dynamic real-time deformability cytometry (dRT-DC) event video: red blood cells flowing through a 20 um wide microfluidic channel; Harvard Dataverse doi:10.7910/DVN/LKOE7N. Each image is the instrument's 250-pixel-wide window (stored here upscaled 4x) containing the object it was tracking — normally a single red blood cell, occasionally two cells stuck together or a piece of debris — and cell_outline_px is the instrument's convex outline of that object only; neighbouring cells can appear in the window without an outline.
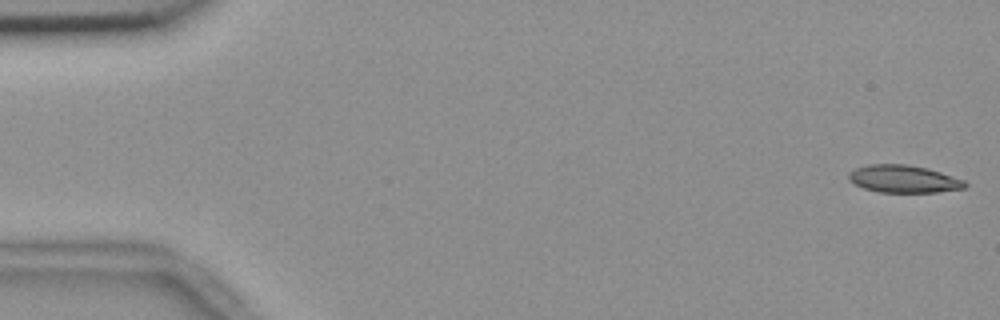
{"species": "common noctule bat (a hibernating species)", "species_latin": "Nyctalus noctula", "temperature_condition": "room temperature", "stored_images_in_passage": 56, "segment_of_instrument_passage": [1, 2], "camera_frame_rate_fps": 3000, "um_per_image_px": 0.085, "animal": {"sex": "female", "body_mass_g": 18.4}, "frame": {"image": 1, "passage_image": 1, "time_ms": 0.0, "image_size_px": [1000, 320], "cell_outline_px": [[968, 184], [964, 188], [936, 192], [880, 192], [864, 188], [848, 180], [848, 172], [856, 168], [868, 164], [908, 164], [928, 168], [964, 180]], "centroid_in_image_um": [76.79, 15.2], "position_along_channel_um": 8.2, "area_um2": 18.61}}
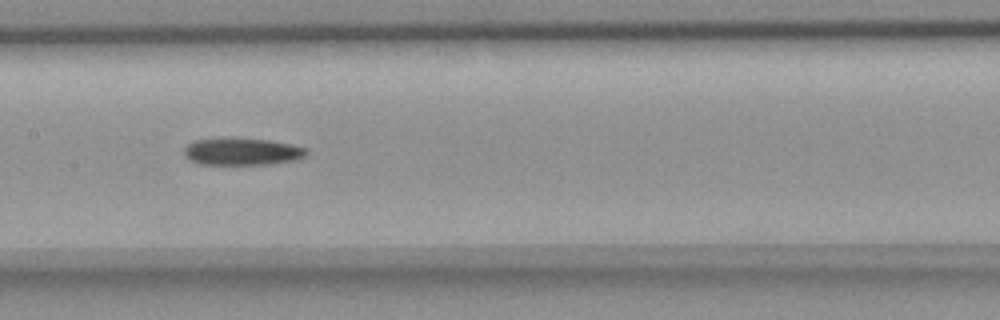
{"frame": {"image": 2, "passage_image": 27, "time_ms": 8.667, "image_size_px": [1000, 320], "cell_outline_px": [[308, 152], [304, 156], [292, 160], [268, 164], [200, 164], [188, 160], [184, 156], [184, 148], [188, 144], [196, 140], [224, 136], [232, 136], [268, 140], [308, 148]], "centroid_in_image_um": [20.5, 12.85], "position_along_channel_um": 186.9, "area_um2": 19.71}}
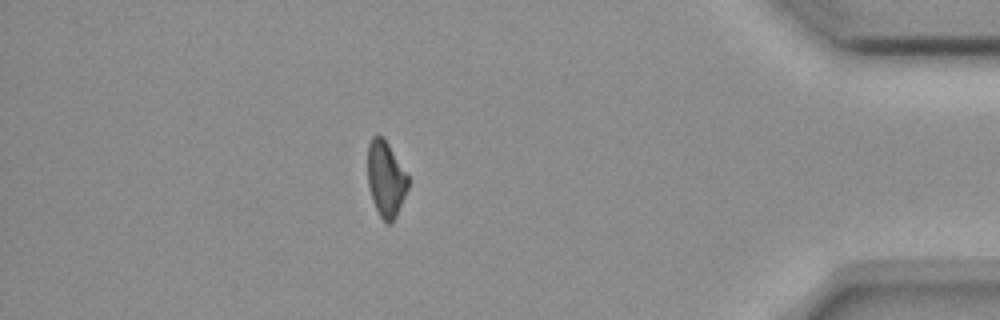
{"frame": {"image": 3, "passage_image": 48, "time_ms": 15.667, "image_size_px": [1000, 320], "cell_outline_px": [[408, 188], [396, 216], [392, 224], [388, 224], [380, 216], [372, 200], [368, 184], [368, 144], [372, 136], [376, 132], [388, 144], [408, 176]], "centroid_in_image_um": [32.78, 15.21], "position_along_channel_um": 402.4, "area_um2": 17.63}}